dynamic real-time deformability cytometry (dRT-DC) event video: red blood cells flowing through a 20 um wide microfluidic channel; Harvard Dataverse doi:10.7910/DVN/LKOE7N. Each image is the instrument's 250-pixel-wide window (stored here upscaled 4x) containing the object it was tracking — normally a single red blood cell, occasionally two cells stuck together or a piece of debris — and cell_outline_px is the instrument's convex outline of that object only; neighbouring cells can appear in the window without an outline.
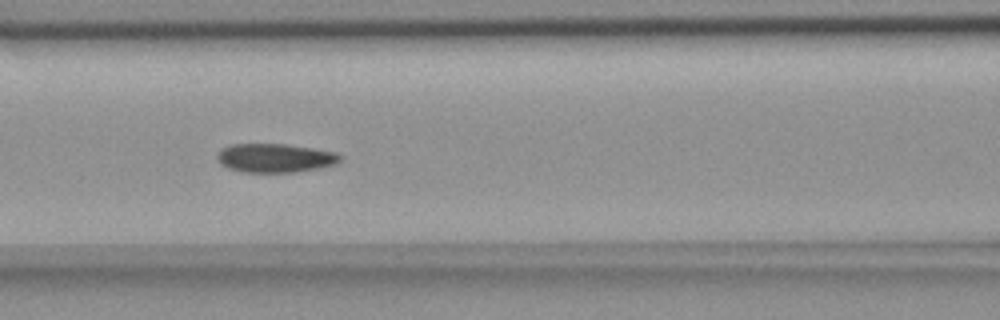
{"species": "common noctule bat (a hibernating species)", "species_latin": "Nyctalus noctula", "temperature_condition": "room temperature", "stored_images_in_passage": 23, "camera_frame_rate_fps": 3000, "um_per_image_px": 0.085, "animal": {"sex": "female", "body_mass_g": 18.4}, "frame": {"image": 1, "passage_image": 10, "time_ms": 3.0, "image_size_px": [1000, 320], "cell_outline_px": [[340, 160], [336, 164], [296, 172], [244, 172], [228, 168], [220, 164], [216, 156], [220, 148], [228, 144], [284, 144], [312, 148], [336, 152], [340, 156]], "centroid_in_image_um": [23.32, 13.42], "position_along_channel_um": 143.3, "area_um2": 20.63}}
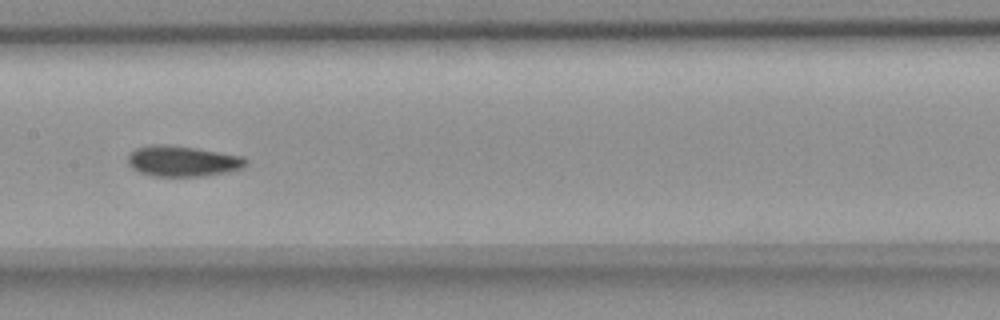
{"frame": {"image": 2, "passage_image": 14, "time_ms": 4.333, "image_size_px": [1000, 320], "cell_outline_px": [[248, 164], [244, 168], [204, 176], [152, 176], [140, 172], [132, 168], [128, 164], [128, 156], [136, 148], [152, 144], [164, 144], [196, 148], [244, 156], [248, 160]], "centroid_in_image_um": [15.54, 13.69], "position_along_channel_um": 191.9, "area_um2": 21.15}}
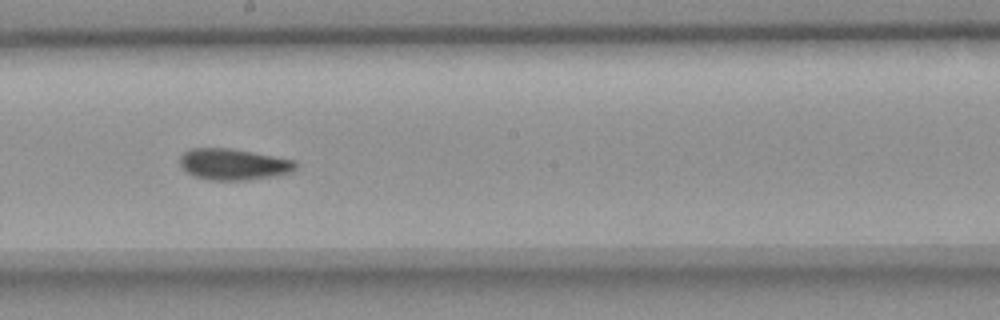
{"frame": {"image": 3, "passage_image": 17, "time_ms": 5.333, "image_size_px": [1000, 320], "cell_outline_px": [[296, 168], [292, 172], [276, 176], [248, 180], [208, 180], [196, 176], [188, 172], [180, 164], [180, 156], [188, 148], [232, 148], [296, 160]], "centroid_in_image_um": [19.87, 13.96], "position_along_channel_um": 228.3, "area_um2": 21.21}}